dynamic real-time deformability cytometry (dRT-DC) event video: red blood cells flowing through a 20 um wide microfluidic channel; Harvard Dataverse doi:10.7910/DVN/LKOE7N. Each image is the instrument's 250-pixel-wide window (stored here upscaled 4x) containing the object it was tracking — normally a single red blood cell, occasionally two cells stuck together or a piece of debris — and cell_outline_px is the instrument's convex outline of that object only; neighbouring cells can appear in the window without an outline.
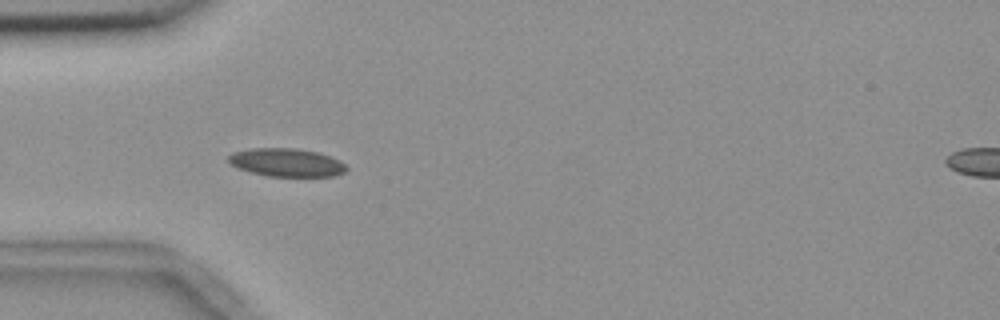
{"species": "common noctule bat (a hibernating species)", "species_latin": "Nyctalus noctula", "temperature_condition": "room temperature", "stored_images_in_passage": 8, "camera_frame_rate_fps": 3000, "um_per_image_px": 0.085, "animal": {"sex": "female", "body_mass_g": 18.4}, "frame": {"image": 1, "passage_image": 5, "time_ms": 1.333, "image_size_px": [1000, 320], "cell_outline_px": [[348, 168], [344, 172], [332, 176], [268, 176], [236, 168], [228, 164], [228, 156], [232, 152], [248, 148], [296, 148], [320, 152], [340, 160]], "centroid_in_image_um": [24.32, 13.8], "position_along_channel_um": 60.7, "area_um2": 19.59}}